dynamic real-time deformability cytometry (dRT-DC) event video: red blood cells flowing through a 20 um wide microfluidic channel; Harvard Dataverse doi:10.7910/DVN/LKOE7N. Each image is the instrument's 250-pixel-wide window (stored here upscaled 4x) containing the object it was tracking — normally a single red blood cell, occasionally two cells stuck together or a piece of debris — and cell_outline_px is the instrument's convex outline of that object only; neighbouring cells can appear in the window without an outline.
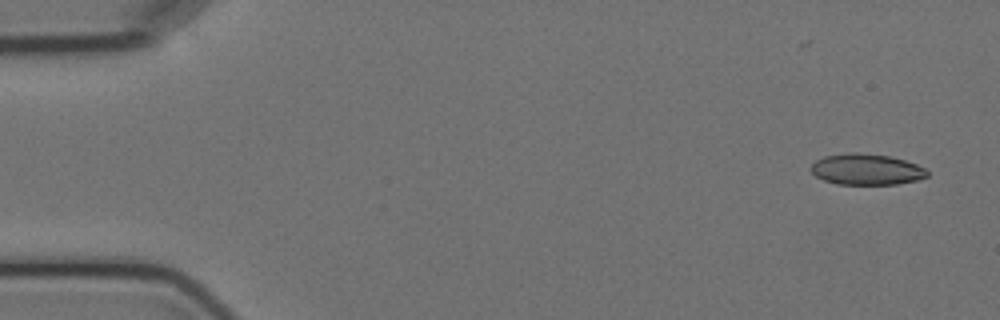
{"species": "Egyptian fruit bat (a non-hibernating species)", "species_latin": "Rousettus aegyptiacus", "temperature_condition": "cold", "stored_images_in_passage": 15, "segment_of_instrument_passage": [1, 2], "camera_frame_rate_fps": 3000, "um_per_image_px": 0.085, "animal": {"sex": "female"}, "frame": {"image": 1, "passage_image": 1, "time_ms": 0.0, "image_size_px": [1000, 320], "cell_outline_px": [[928, 176], [916, 180], [896, 184], [836, 184], [824, 180], [816, 176], [812, 172], [812, 164], [816, 160], [824, 156], [852, 152], [856, 152], [888, 156], [904, 160], [916, 164], [924, 168], [928, 172]], "centroid_in_image_um": [73.64, 14.4], "position_along_channel_um": 11.4, "area_um2": 20.81}}
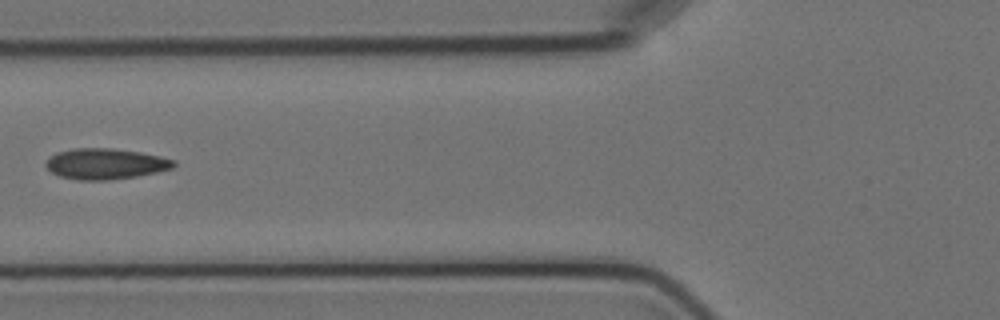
{"frame": {"image": 2, "passage_image": 5, "time_ms": 6.333, "image_size_px": [1000, 320], "cell_outline_px": [[176, 164], [172, 168], [156, 172], [136, 176], [108, 180], [80, 180], [60, 176], [52, 172], [44, 164], [56, 152], [72, 148], [112, 148], [140, 152], [160, 156], [176, 160]], "centroid_in_image_um": [8.98, 13.92], "position_along_channel_um": 116.8, "area_um2": 22.83}}
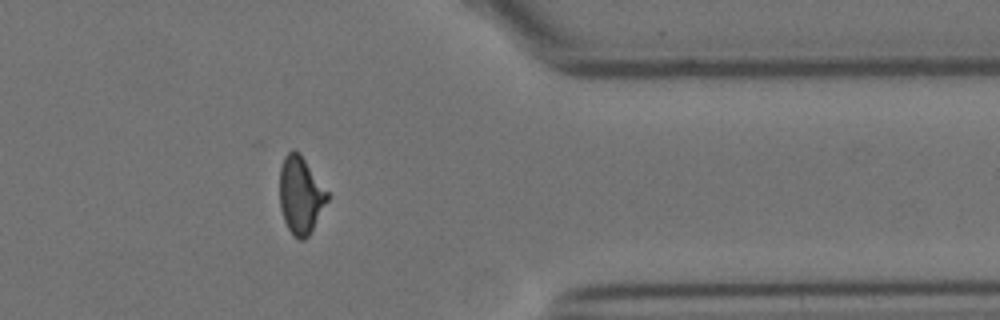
{"frame": {"image": 3, "passage_image": 12, "time_ms": 14.333, "image_size_px": [1000, 320], "cell_outline_px": [[328, 200], [308, 236], [304, 240], [300, 240], [292, 236], [284, 220], [280, 208], [280, 168], [284, 156], [292, 148], [300, 152], [328, 192]], "centroid_in_image_um": [25.53, 16.57], "position_along_channel_um": 385.9, "area_um2": 21.5}}